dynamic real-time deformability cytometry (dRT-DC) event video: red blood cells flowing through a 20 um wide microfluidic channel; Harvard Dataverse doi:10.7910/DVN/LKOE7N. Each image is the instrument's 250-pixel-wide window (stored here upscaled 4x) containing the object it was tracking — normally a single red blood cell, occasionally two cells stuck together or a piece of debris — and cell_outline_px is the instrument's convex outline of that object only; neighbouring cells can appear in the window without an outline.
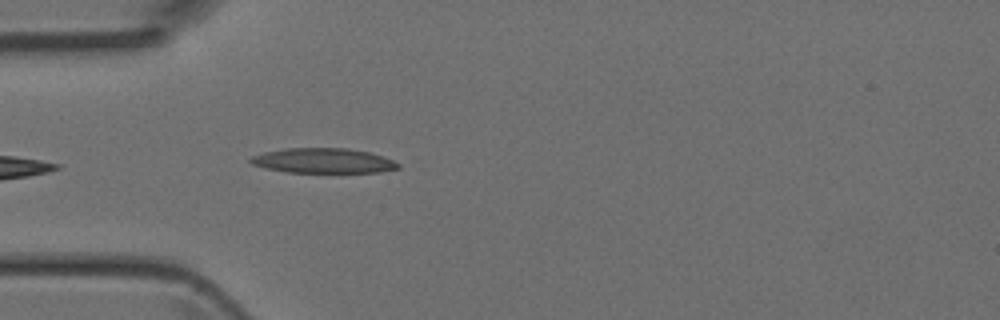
{"species": "Egyptian fruit bat (a non-hibernating species)", "species_latin": "Rousettus aegyptiacus", "temperature_condition": "room temperature", "stored_images_in_passage": 22, "camera_frame_rate_fps": 3000, "um_per_image_px": 0.085, "animal": {"sex": "female"}, "frame": {"image": 1, "passage_image": 1, "time_ms": 0.0, "image_size_px": [1000, 320], "cell_outline_px": [[400, 168], [380, 172], [288, 172], [268, 168], [252, 164], [248, 160], [252, 156], [264, 152], [288, 148], [348, 148], [368, 152], [392, 160], [400, 164]], "centroid_in_image_um": [27.48, 13.66], "position_along_channel_um": 57.5, "area_um2": 21.15}}